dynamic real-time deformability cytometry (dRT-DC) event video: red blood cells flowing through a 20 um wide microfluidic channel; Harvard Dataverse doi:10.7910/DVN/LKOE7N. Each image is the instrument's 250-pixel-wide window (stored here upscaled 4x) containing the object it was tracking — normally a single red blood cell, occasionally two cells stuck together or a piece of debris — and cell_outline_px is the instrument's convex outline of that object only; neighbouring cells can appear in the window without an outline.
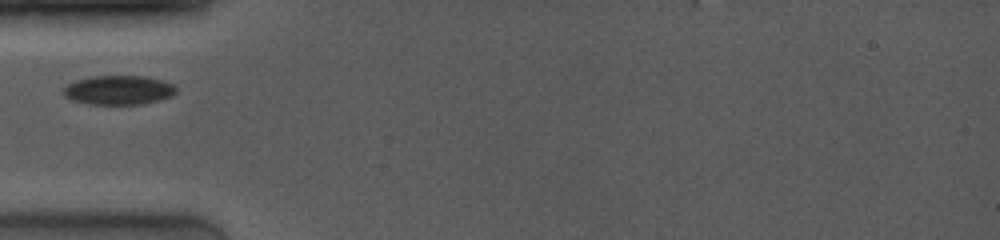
{"species": "common noctule bat (a hibernating species)", "species_latin": "Nyctalus noctula", "temperature_condition": "room temperature", "stored_images_in_passage": 28, "camera_frame_rate_fps": 4000, "um_per_image_px": 0.085, "animal": {"sex": "female", "body_mass_g": 19.0, "forearm_length_mm": 53.3}, "frame": {"image": 1, "passage_image": 1, "time_ms": 0.0, "image_size_px": [1000, 240], "cell_outline_px": [[176, 92], [172, 96], [160, 100], [144, 104], [88, 104], [72, 100], [64, 96], [64, 88], [68, 84], [76, 80], [96, 76], [144, 76], [160, 80], [172, 84], [176, 88]], "centroid_in_image_um": [10.09, 7.66], "position_along_channel_um": 74.9, "area_um2": 19.07}}
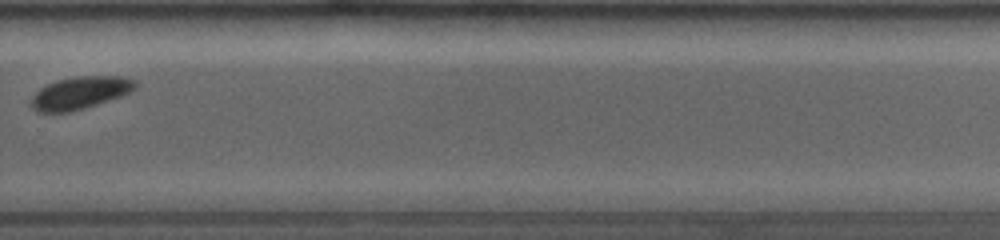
{"frame": {"image": 2, "passage_image": 21, "time_ms": 6.25, "image_size_px": [1000, 240], "cell_outline_px": [[136, 88], [120, 96], [84, 108], [68, 112], [36, 112], [32, 108], [32, 96], [40, 88], [48, 84], [60, 80], [76, 76], [120, 76], [136, 80]], "centroid_in_image_um": [6.8, 7.89], "position_along_channel_um": 323.0, "area_um2": 19.36}}
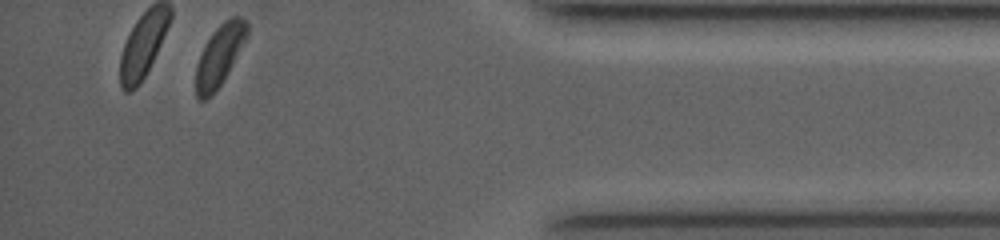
{"frame": {"image": 3, "passage_image": 28, "time_ms": 9.25, "image_size_px": [1000, 240], "cell_outline_px": [[248, 36], [224, 80], [212, 96], [208, 100], [200, 100], [196, 96], [196, 68], [200, 56], [212, 32], [224, 20], [232, 16], [240, 16], [248, 24]], "centroid_in_image_um": [18.68, 4.72], "position_along_channel_um": 416.5, "area_um2": 18.15}}